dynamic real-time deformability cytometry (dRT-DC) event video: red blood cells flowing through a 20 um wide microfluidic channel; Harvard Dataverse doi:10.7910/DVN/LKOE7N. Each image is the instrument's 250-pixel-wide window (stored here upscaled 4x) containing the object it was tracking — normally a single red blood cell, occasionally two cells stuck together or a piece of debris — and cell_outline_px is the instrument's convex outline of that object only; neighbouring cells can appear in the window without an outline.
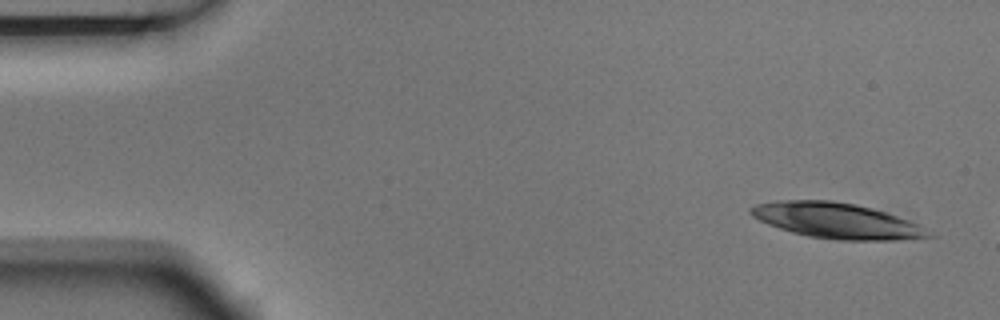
{"species": "Egyptian fruit bat (a non-hibernating species)", "species_latin": "Rousettus aegyptiacus", "temperature_condition": "room temperature", "stored_images_in_passage": 3, "camera_frame_rate_fps": 3000, "um_per_image_px": 0.085, "animal": {"sex": "male"}, "frame": {"image": 1, "passage_image": 1, "time_ms": 0.0, "image_size_px": [1000, 320], "cell_outline_px": [[936, 236], [892, 240], [836, 240], [808, 236], [792, 232], [768, 224], [752, 216], [748, 212], [756, 204], [780, 200], [832, 200], [856, 204], [872, 208], [896, 216], [916, 224]], "centroid_in_image_um": [71.07, 18.75], "position_along_channel_um": 13.9, "area_um2": 36.3}}